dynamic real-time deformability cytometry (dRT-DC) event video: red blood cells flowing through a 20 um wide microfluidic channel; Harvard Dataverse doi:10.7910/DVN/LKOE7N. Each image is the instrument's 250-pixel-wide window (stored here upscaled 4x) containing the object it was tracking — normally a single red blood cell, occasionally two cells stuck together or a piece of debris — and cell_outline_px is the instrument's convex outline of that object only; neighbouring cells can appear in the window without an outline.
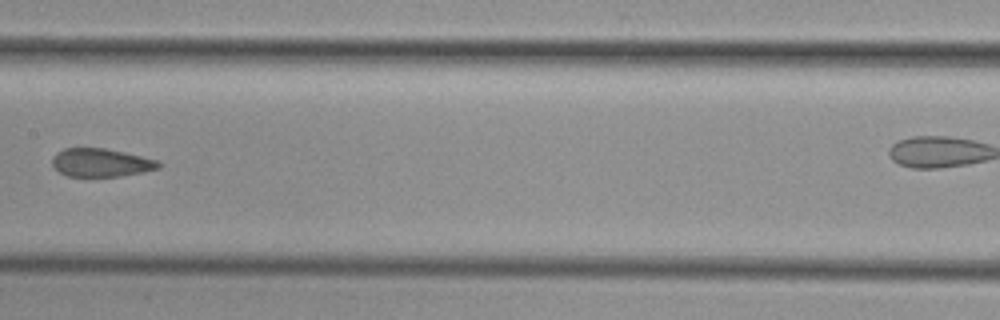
{"species": "common noctule bat (a hibernating species)", "species_latin": "Nyctalus noctula", "temperature_condition": "cold", "stored_images_in_passage": 7, "segment_of_instrument_passage": [1, 2], "camera_frame_rate_fps": 3000, "um_per_image_px": 0.085, "animal": {"sex": "female", "body_mass_g": 29.2, "forearm_length_mm": 56.3}, "frame": {"image": 1, "passage_image": 6, "time_ms": 5.667, "image_size_px": [1000, 320], "cell_outline_px": [[164, 164], [160, 168], [144, 172], [120, 176], [68, 176], [60, 172], [52, 164], [52, 156], [56, 152], [64, 148], [104, 148], [124, 152], [156, 160]], "centroid_in_image_um": [8.59, 13.82], "position_along_channel_um": 198.8, "area_um2": 17.51}}